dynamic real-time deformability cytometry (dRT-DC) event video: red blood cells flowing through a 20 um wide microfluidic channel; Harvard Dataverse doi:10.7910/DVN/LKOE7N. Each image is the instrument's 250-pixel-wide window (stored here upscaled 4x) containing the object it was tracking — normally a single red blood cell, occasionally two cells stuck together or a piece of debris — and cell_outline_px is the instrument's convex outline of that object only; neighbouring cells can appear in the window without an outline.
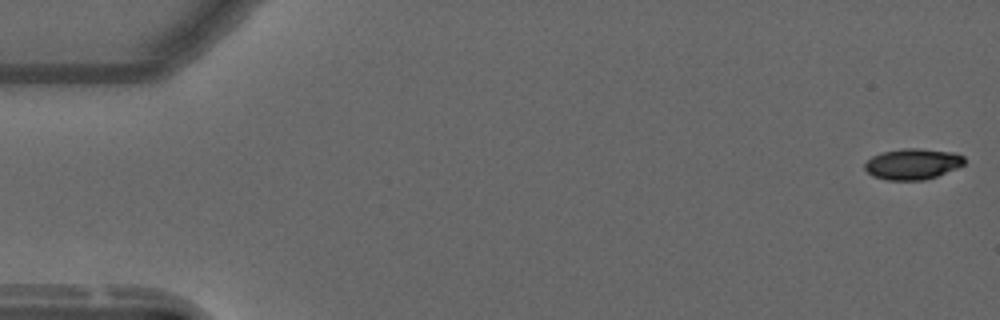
{"species": "common noctule bat (a hibernating species)", "species_latin": "Nyctalus noctula", "temperature_condition": "warm", "stored_images_in_passage": 15, "camera_frame_rate_fps": 3000, "um_per_image_px": 0.085, "animal": {"sex": "male", "forearm_length_mm": 52.5}, "frame": {"image": 1, "passage_image": 1, "time_ms": 0.0, "image_size_px": [1000, 320], "cell_outline_px": [[964, 164], [956, 168], [936, 176], [924, 180], [888, 180], [872, 176], [864, 168], [864, 164], [872, 156], [880, 152], [900, 148], [920, 148], [956, 152], [964, 156]], "centroid_in_image_um": [77.56, 13.92], "position_along_channel_um": 7.4, "area_um2": 18.09}}